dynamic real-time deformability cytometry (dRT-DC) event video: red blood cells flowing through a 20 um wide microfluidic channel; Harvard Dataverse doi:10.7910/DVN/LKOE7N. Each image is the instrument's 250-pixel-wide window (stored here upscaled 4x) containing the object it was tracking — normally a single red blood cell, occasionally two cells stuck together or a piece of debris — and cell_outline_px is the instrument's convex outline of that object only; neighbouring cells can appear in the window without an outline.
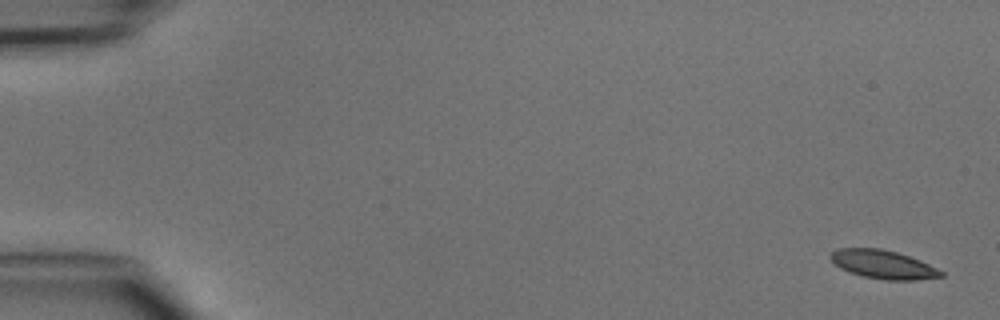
{"species": "common noctule bat (a hibernating species)", "species_latin": "Nyctalus noctula", "temperature_condition": "cold", "stored_images_in_passage": 5, "segment_of_instrument_passage": [1, 2], "camera_frame_rate_fps": 3000, "um_per_image_px": 0.085, "animal": {"sex": "male", "body_mass_g": 15.6}, "frame": {"image": 1, "passage_image": 1, "time_ms": 0.0, "image_size_px": [1000, 320], "cell_outline_px": [[944, 276], [916, 280], [884, 280], [864, 276], [840, 268], [832, 264], [828, 256], [836, 248], [880, 248], [896, 252], [920, 260], [944, 272]], "centroid_in_image_um": [75.03, 22.47], "position_along_channel_um": 10.0, "area_um2": 18.38}}